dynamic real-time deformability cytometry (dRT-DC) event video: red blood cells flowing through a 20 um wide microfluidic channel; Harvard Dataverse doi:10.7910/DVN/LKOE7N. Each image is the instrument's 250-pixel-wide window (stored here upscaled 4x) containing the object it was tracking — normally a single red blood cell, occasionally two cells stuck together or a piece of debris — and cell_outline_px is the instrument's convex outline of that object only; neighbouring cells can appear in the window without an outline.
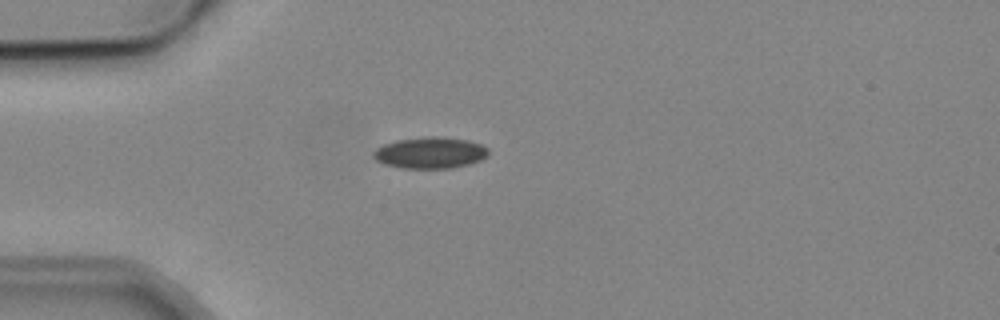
{"species": "common noctule bat (a hibernating species)", "species_latin": "Nyctalus noctula", "temperature_condition": "cold", "stored_images_in_passage": 2, "camera_frame_rate_fps": 3000, "um_per_image_px": 0.085, "animal": {"sex": "male", "body_mass_g": 19.2, "forearm_length_mm": 51.8}, "frame": {"image": 1, "passage_image": 1, "time_ms": 0.0, "image_size_px": [1000, 320], "cell_outline_px": [[488, 156], [480, 160], [468, 164], [452, 168], [400, 168], [384, 164], [376, 160], [372, 156], [372, 152], [376, 148], [384, 144], [396, 140], [432, 136], [436, 136], [468, 140], [480, 144], [488, 148]], "centroid_in_image_um": [36.54, 12.99], "position_along_channel_um": 48.5, "area_um2": 21.04}}